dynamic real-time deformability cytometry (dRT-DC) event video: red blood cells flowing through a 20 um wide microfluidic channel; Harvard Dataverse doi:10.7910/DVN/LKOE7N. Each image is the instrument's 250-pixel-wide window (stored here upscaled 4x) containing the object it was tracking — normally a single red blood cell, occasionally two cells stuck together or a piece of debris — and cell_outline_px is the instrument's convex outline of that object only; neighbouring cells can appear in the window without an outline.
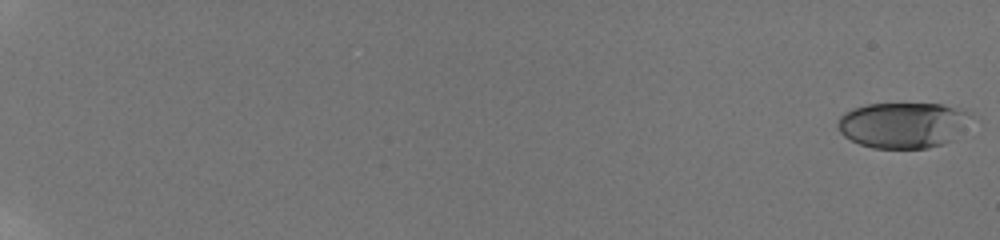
{"species": "human", "species_latin": "Homo sapiens", "temperature_condition": "room temperature", "stored_images_in_passage": 27, "camera_frame_rate_fps": 3000, "um_per_image_px": 0.085, "donor": {"sex": "male"}, "frame": {"image": 1, "passage_image": 1, "time_ms": 0.0, "image_size_px": [1000, 240], "cell_outline_px": [[972, 112], [952, 140], [928, 148], [872, 148], [860, 144], [844, 136], [840, 132], [836, 124], [840, 116], [844, 112], [852, 108], [868, 104], [940, 104]], "centroid_in_image_um": [76.66, 10.62], "position_along_channel_um": 8.3, "area_um2": 35.03}}
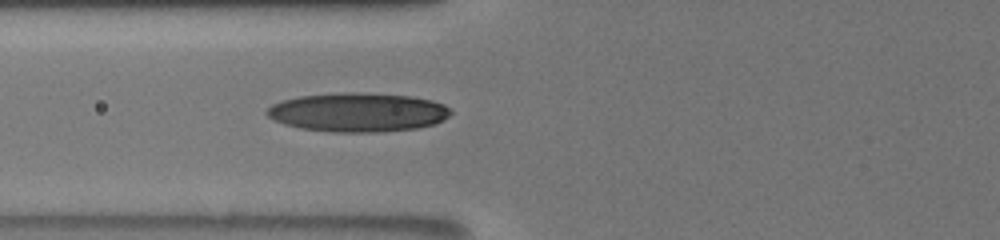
{"frame": {"image": 2, "passage_image": 27, "time_ms": 9.0, "image_size_px": [1000, 240], "cell_outline_px": [[452, 112], [444, 120], [436, 124], [420, 128], [376, 132], [332, 132], [300, 128], [284, 124], [272, 120], [264, 112], [272, 104], [280, 100], [300, 96], [344, 92], [352, 92], [412, 96], [432, 100], [444, 104], [452, 108]], "centroid_in_image_um": [30.43, 9.55], "position_along_channel_um": 95.4, "area_um2": 42.14}}